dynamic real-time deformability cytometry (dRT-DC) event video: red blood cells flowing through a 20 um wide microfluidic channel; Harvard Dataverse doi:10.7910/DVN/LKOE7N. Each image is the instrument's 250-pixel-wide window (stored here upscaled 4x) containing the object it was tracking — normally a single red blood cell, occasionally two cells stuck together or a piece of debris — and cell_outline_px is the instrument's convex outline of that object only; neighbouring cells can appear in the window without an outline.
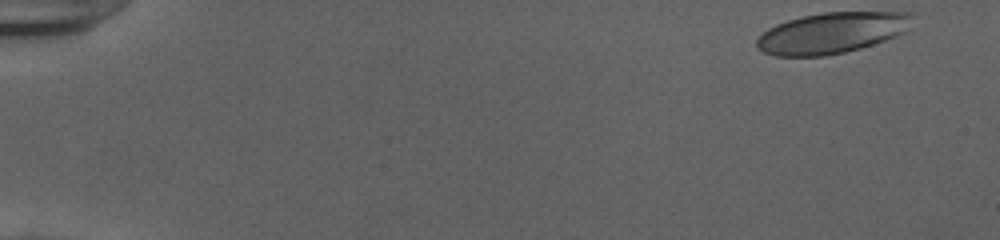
{"species": "human", "species_latin": "Homo sapiens", "temperature_condition": "cold", "stored_images_in_passage": 51, "camera_frame_rate_fps": 3000, "um_per_image_px": 0.085, "donor": {"sex": "female"}, "frame": {"image": 1, "passage_image": 1, "time_ms": 0.0, "image_size_px": [1000, 240], "cell_outline_px": [[916, 16], [908, 32], [860, 48], [844, 52], [824, 56], [776, 56], [764, 52], [756, 48], [756, 40], [768, 28], [776, 24], [788, 20], [804, 16], [824, 12], [912, 12]], "centroid_in_image_um": [70.76, 2.78], "position_along_channel_um": 14.2, "area_um2": 37.34}}
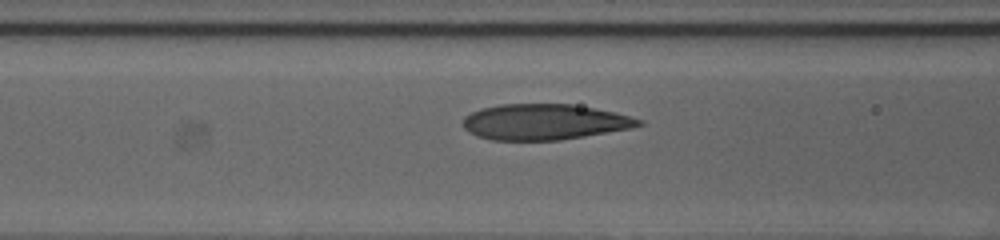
{"frame": {"image": 2, "passage_image": 21, "time_ms": 6.667, "image_size_px": [1000, 240], "cell_outline_px": [[644, 124], [632, 128], [560, 140], [492, 140], [476, 136], [468, 132], [464, 128], [464, 116], [480, 108], [500, 104], [572, 104], [596, 108], [616, 112], [644, 120]], "centroid_in_image_um": [46.28, 10.36], "position_along_channel_um": 120.3, "area_um2": 36.76}}
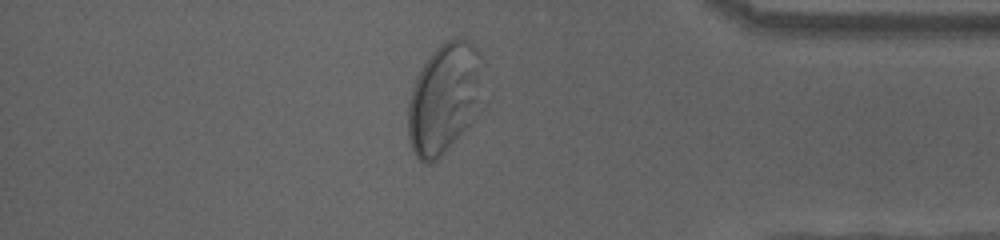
{"frame": {"image": 3, "passage_image": 44, "time_ms": 14.333, "image_size_px": [1000, 240], "cell_outline_px": [[480, 56], [476, 100], [468, 124], [448, 148], [436, 160], [428, 164], [424, 164], [412, 152], [408, 140], [408, 104], [412, 88], [416, 76], [428, 56], [444, 40], [456, 36], [468, 40], [476, 48]], "centroid_in_image_um": [37.63, 8.34], "position_along_channel_um": 397.6, "area_um2": 46.7}, "authors_computed_cell_mechanics": {"area_um2": 37.3388, "velocity_mm_per_s": 3.8813, "shape_relaxation_time_tau1_ms": 4.7728, "shape_relaxation_time_tau2_ms": null, "deformation_change_tau1": 0.2029, "deformation_change_tau2": null}}